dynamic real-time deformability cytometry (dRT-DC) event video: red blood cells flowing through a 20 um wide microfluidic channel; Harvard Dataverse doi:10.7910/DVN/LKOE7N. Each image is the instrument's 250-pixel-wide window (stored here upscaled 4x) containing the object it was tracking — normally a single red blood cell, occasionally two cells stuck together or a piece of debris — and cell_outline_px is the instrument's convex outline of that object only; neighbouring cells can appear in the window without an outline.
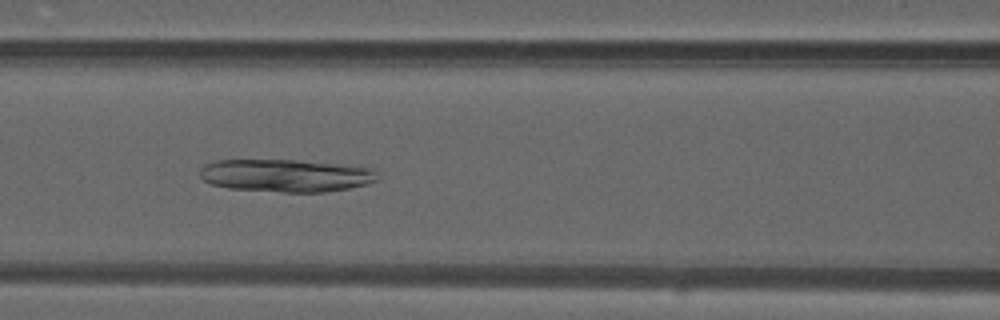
{"species": "common noctule bat (a hibernating species)", "species_latin": "Nyctalus noctula", "temperature_condition": "warm", "stored_images_in_passage": 48, "camera_frame_rate_fps": 3000, "um_per_image_px": 0.085, "animal": {"sex": "male", "forearm_length_mm": 52.5}, "frame": {"image": 1, "passage_image": 21, "time_ms": 6.667, "image_size_px": [1000, 320], "cell_outline_px": [[380, 180], [368, 184], [328, 192], [284, 192], [228, 188], [212, 184], [204, 180], [200, 176], [200, 168], [204, 164], [216, 160], [296, 160], [360, 164], [376, 168]], "centroid_in_image_um": [24.44, 14.9], "position_along_channel_um": 142.2, "area_um2": 34.74}}
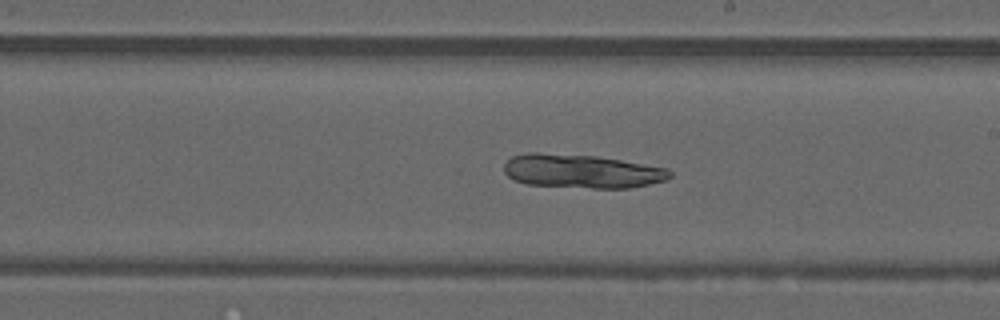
{"frame": {"image": 2, "passage_image": 28, "time_ms": 9.0, "image_size_px": [1000, 320], "cell_outline_px": [[672, 176], [664, 180], [648, 184], [628, 188], [592, 188], [528, 184], [512, 180], [504, 172], [504, 164], [512, 156], [528, 152], [536, 152], [596, 156], [668, 168], [672, 172]], "centroid_in_image_um": [49.42, 14.55], "position_along_channel_um": 239.6, "area_um2": 32.54}}
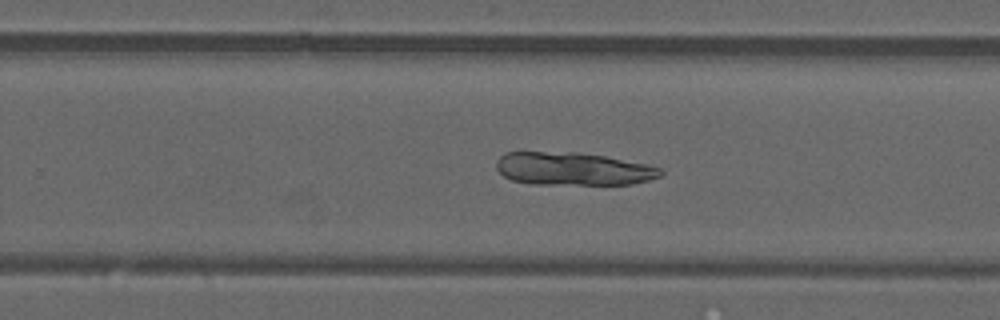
{"frame": {"image": 3, "passage_image": 31, "time_ms": 10.0, "image_size_px": [1000, 320], "cell_outline_px": [[664, 172], [660, 176], [648, 180], [632, 184], [532, 184], [512, 180], [504, 176], [496, 168], [496, 160], [504, 152], [576, 152], [604, 156], [648, 164], [660, 168]], "centroid_in_image_um": [48.69, 14.35], "position_along_channel_um": 281.1, "area_um2": 31.56}}